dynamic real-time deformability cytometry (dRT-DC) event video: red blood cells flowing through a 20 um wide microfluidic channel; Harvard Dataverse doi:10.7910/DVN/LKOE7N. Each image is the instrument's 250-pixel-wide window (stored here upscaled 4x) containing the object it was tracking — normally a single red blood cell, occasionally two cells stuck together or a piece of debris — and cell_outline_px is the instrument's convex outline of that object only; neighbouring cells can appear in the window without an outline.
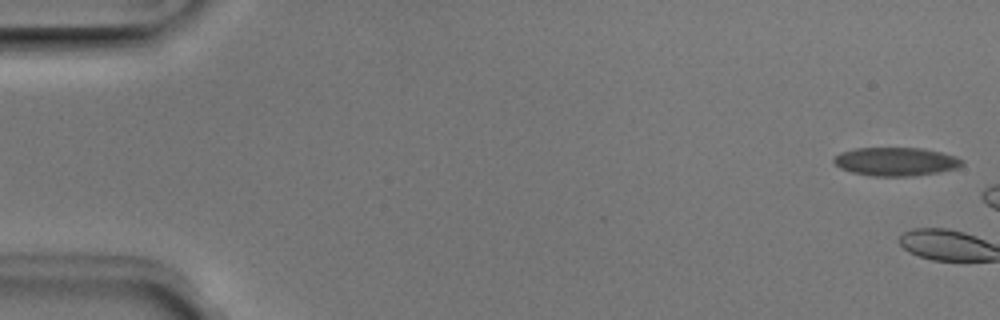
{"species": "Egyptian fruit bat (a non-hibernating species)", "species_latin": "Rousettus aegyptiacus", "temperature_condition": "room temperature", "stored_images_in_passage": 3, "camera_frame_rate_fps": 3000, "um_per_image_px": 0.085, "animal": {"sex": "male"}, "frame": {"image": 1, "passage_image": 1, "time_ms": 0.0, "image_size_px": [1000, 320], "cell_outline_px": [[964, 164], [956, 168], [936, 172], [912, 176], [872, 176], [852, 172], [840, 168], [832, 160], [840, 152], [856, 148], [924, 148], [956, 156], [964, 160]], "centroid_in_image_um": [76.15, 13.73], "position_along_channel_um": 8.9, "area_um2": 21.21}}